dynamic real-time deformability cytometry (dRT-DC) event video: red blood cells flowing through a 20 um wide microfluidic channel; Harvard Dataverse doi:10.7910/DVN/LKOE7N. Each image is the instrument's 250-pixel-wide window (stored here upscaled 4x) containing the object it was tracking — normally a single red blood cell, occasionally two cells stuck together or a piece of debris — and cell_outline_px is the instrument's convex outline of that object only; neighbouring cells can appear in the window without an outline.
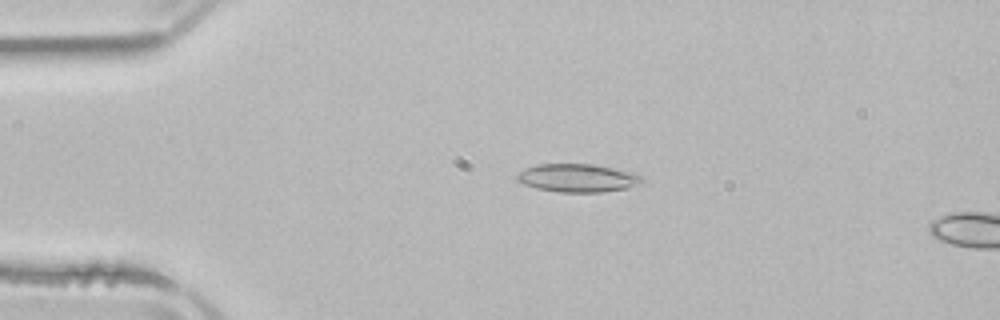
{"species": "common noctule bat (a hibernating species)", "species_latin": "Nyctalus noctula", "temperature_condition": "room temperature", "stored_images_in_passage": 2, "camera_frame_rate_fps": 3000, "um_per_image_px": 0.085, "animal": {"sex": "male", "body_mass_g": 21.5, "forearm_length_mm": 52.0}, "frame": {"image": 1, "passage_image": 1, "time_ms": 0.0, "image_size_px": [1000, 320], "cell_outline_px": [[644, 180], [628, 188], [600, 192], [556, 192], [536, 188], [524, 184], [516, 180], [516, 176], [520, 172], [536, 164], [588, 164], [612, 168], [632, 172], [640, 176]], "centroid_in_image_um": [49.06, 15.13], "position_along_channel_um": 35.9, "area_um2": 20.23}}